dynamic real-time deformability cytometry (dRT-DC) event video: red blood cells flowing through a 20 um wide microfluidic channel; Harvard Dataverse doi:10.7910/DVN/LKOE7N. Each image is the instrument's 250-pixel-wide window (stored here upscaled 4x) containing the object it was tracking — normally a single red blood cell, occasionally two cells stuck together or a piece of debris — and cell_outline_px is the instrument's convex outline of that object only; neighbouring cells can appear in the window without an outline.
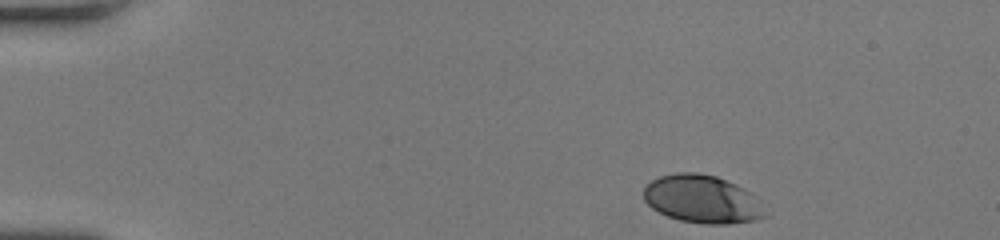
{"species": "human", "species_latin": "Homo sapiens", "temperature_condition": "room temperature", "stored_images_in_passage": 43, "camera_frame_rate_fps": 3000, "um_per_image_px": 0.085, "donor": {"sex": "female"}, "frame": {"image": 1, "passage_image": 1, "time_ms": 0.0, "image_size_px": [1000, 240], "cell_outline_px": [[768, 216], [756, 220], [728, 224], [704, 224], [680, 220], [668, 216], [652, 208], [644, 200], [644, 188], [652, 180], [660, 176], [676, 172], [696, 172], [716, 176], [736, 184], [748, 192]], "centroid_in_image_um": [59.64, 16.93], "position_along_channel_um": 25.4, "area_um2": 33.52}}
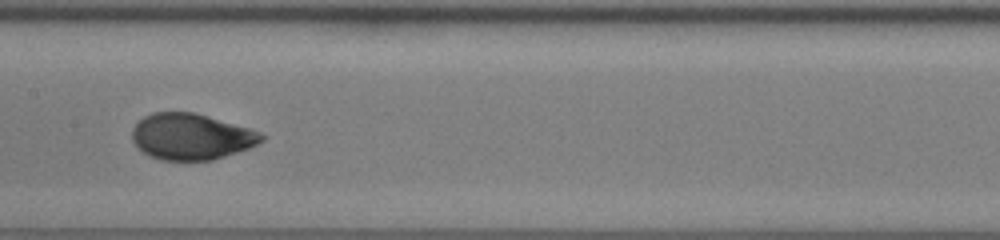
{"frame": {"image": 2, "passage_image": 20, "time_ms": 6.333, "image_size_px": [1000, 240], "cell_outline_px": [[268, 136], [264, 140], [248, 148], [212, 160], [160, 160], [148, 156], [132, 140], [132, 128], [144, 116], [152, 112], [192, 112], [248, 128], [260, 132]], "centroid_in_image_um": [16.24, 11.62], "position_along_channel_um": 191.2, "area_um2": 34.51}}
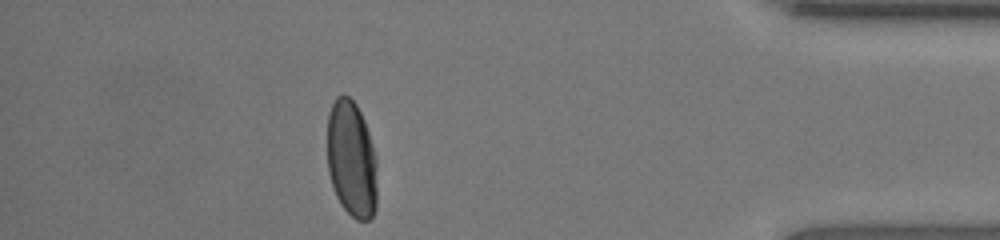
{"frame": {"image": 3, "passage_image": 38, "time_ms": 12.333, "image_size_px": [1000, 240], "cell_outline_px": [[376, 208], [372, 216], [368, 220], [356, 220], [340, 204], [336, 196], [328, 172], [328, 112], [336, 96], [344, 92], [356, 104], [364, 120], [376, 156]], "centroid_in_image_um": [29.87, 13.51], "position_along_channel_um": 405.3, "area_um2": 34.04}, "authors_computed_cell_mechanics": {"area_um2": 34.9112, "velocity_mm_per_s": 4.2286, "shape_relaxation_time_tau1_ms": 3.9787, "shape_relaxation_time_tau2_ms": null, "deformation_change_tau1": 0.1678, "deformation_change_tau2": null}}